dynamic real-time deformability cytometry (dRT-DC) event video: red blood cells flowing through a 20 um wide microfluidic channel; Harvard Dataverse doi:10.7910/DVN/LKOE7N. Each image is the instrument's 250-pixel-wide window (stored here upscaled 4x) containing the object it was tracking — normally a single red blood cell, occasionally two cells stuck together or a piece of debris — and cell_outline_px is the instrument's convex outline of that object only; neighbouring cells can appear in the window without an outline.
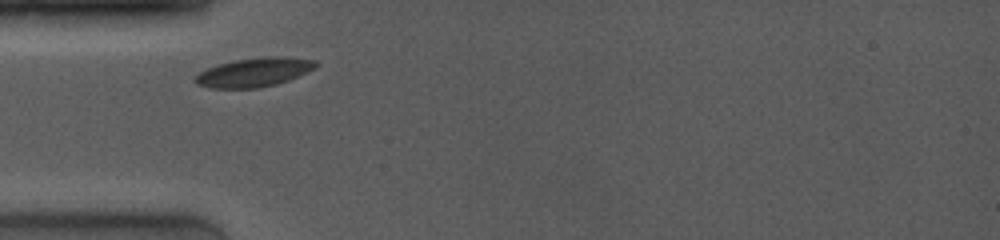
{"species": "common noctule bat (a hibernating species)", "species_latin": "Nyctalus noctula", "temperature_condition": "room temperature", "stored_images_in_passage": 9, "camera_frame_rate_fps": 4000, "um_per_image_px": 0.085, "animal": {"sex": "female", "body_mass_g": 19.0, "forearm_length_mm": 53.3}, "frame": {"image": 1, "passage_image": 1, "time_ms": 0.0, "image_size_px": [1000, 240], "cell_outline_px": [[316, 68], [288, 80], [276, 84], [260, 88], [212, 88], [196, 84], [196, 76], [200, 72], [208, 68], [232, 60], [272, 56], [284, 56], [316, 60]], "centroid_in_image_um": [21.62, 6.14], "position_along_channel_um": 63.4, "area_um2": 20.17}}
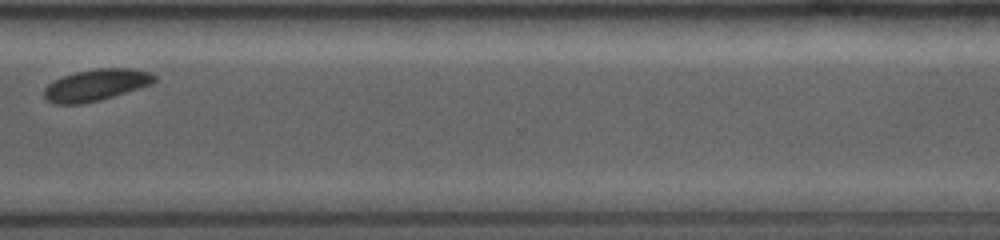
{"frame": {"image": 2, "passage_image": 8, "time_ms": 7.75, "image_size_px": [1000, 240], "cell_outline_px": [[156, 80], [152, 84], [100, 100], [80, 104], [56, 104], [48, 100], [44, 96], [44, 88], [48, 84], [64, 76], [76, 72], [96, 68], [132, 68], [152, 72], [156, 76]], "centroid_in_image_um": [8.2, 7.21], "position_along_channel_um": 362.4, "area_um2": 20.23}}
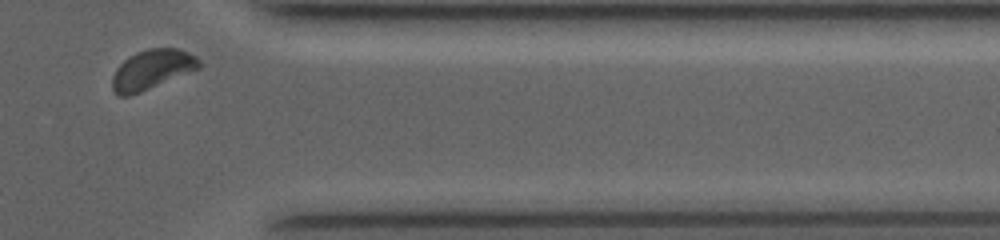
{"frame": {"image": 3, "passage_image": 9, "time_ms": 8.75, "image_size_px": [1000, 240], "cell_outline_px": [[200, 68], [140, 92], [128, 96], [120, 96], [112, 88], [112, 76], [116, 68], [128, 56], [136, 52], [148, 48], [176, 48], [188, 52], [196, 56], [200, 60]], "centroid_in_image_um": [12.91, 5.89], "position_along_channel_um": 398.5, "area_um2": 19.94}}